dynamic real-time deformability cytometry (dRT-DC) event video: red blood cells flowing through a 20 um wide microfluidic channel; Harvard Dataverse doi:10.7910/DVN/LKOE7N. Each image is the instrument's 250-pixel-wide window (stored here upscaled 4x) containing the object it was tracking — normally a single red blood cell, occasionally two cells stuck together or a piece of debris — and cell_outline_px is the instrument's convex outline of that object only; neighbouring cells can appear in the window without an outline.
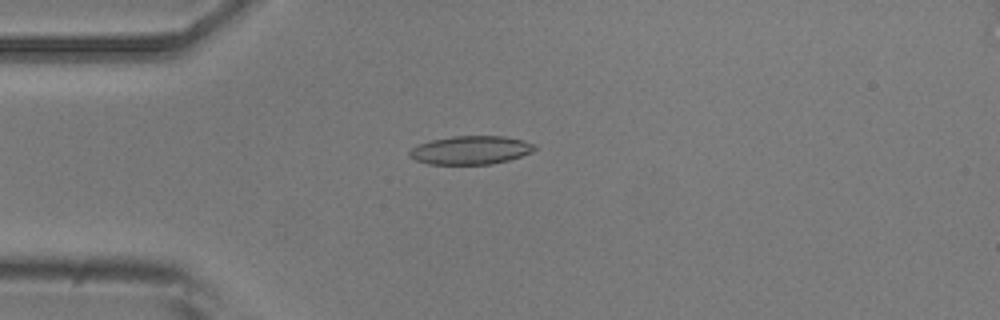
{"species": "common noctule bat (a hibernating species)", "species_latin": "Nyctalus noctula", "temperature_condition": "room temperature", "stored_images_in_passage": 7, "camera_frame_rate_fps": 3000, "um_per_image_px": 0.085, "animal": {"sex": "male", "body_mass_g": 20.5, "forearm_length_mm": 52.5}, "frame": {"image": 1, "passage_image": 4, "time_ms": 3.333, "image_size_px": [1000, 320], "cell_outline_px": [[536, 148], [532, 152], [508, 160], [492, 164], [428, 164], [416, 160], [408, 156], [408, 152], [412, 148], [420, 144], [432, 140], [452, 136], [504, 136], [524, 140], [536, 144]], "centroid_in_image_um": [40.02, 12.76], "position_along_channel_um": 45.0, "area_um2": 20.75}}
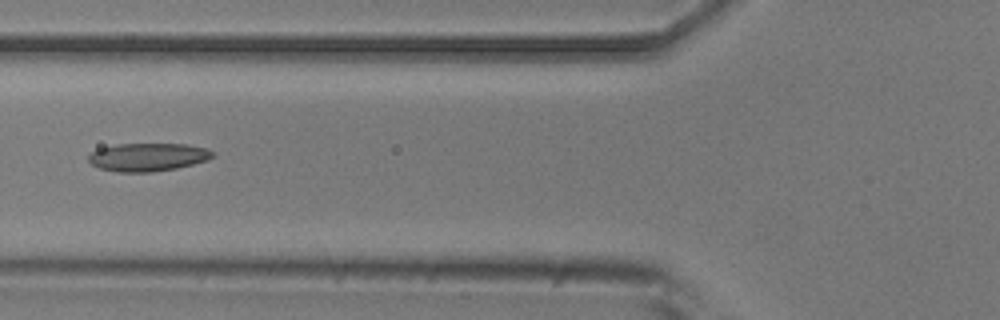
{"frame": {"image": 2, "passage_image": 6, "time_ms": 5.667, "image_size_px": [1000, 320], "cell_outline_px": [[212, 156], [208, 160], [176, 168], [152, 172], [116, 172], [100, 168], [92, 164], [88, 160], [88, 156], [92, 152], [100, 148], [116, 144], [188, 144], [208, 148], [212, 152]], "centroid_in_image_um": [12.56, 13.35], "position_along_channel_um": 113.2, "area_um2": 20.29}}
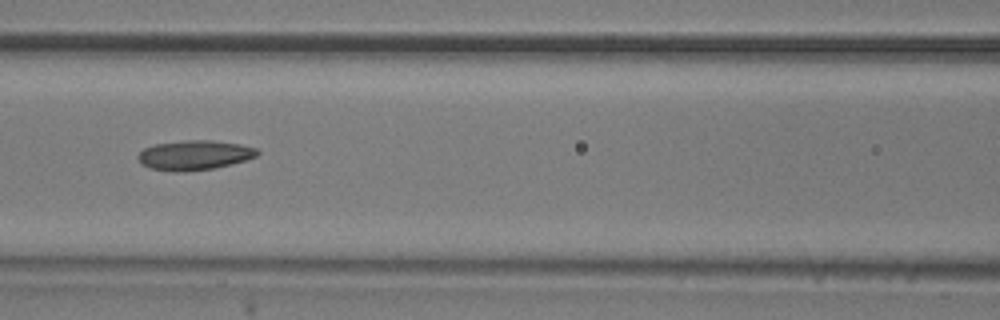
{"frame": {"image": 3, "passage_image": 7, "time_ms": 6.667, "image_size_px": [1000, 320], "cell_outline_px": [[260, 152], [256, 156], [232, 164], [216, 168], [184, 172], [172, 172], [152, 168], [144, 164], [136, 156], [144, 148], [156, 144], [184, 140], [212, 140], [240, 144], [256, 148]], "centroid_in_image_um": [16.54, 13.19], "position_along_channel_um": 150.1, "area_um2": 20.58}}